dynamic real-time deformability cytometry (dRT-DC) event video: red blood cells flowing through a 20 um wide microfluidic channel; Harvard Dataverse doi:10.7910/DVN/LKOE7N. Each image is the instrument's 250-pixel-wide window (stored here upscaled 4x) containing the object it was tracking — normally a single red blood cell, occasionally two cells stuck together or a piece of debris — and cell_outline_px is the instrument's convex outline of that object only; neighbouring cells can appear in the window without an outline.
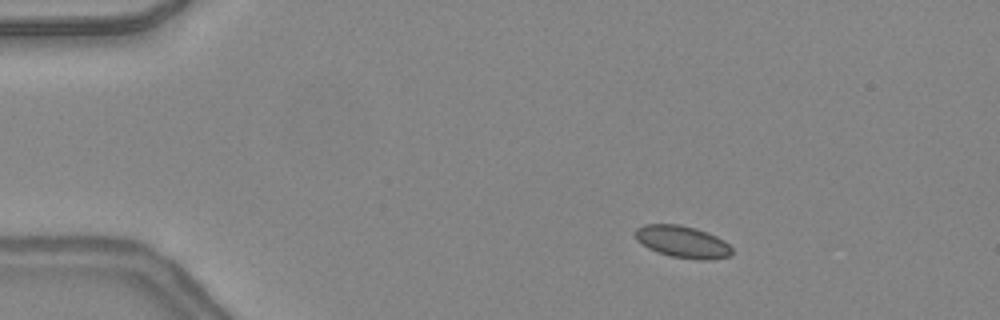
{"species": "common noctule bat (a hibernating species)", "species_latin": "Nyctalus noctula", "temperature_condition": "warm", "stored_images_in_passage": 48, "camera_frame_rate_fps": 3000, "um_per_image_px": 0.085, "animal": {"sex": "female", "body_mass_g": 24.6, "forearm_length_mm": 56.2}, "frame": {"image": 1, "passage_image": 8, "time_ms": 2.333, "image_size_px": [1000, 320], "cell_outline_px": [[732, 256], [708, 260], [700, 260], [672, 256], [656, 252], [648, 248], [636, 240], [636, 228], [644, 224], [680, 224], [696, 228], [708, 232], [724, 240], [732, 248]], "centroid_in_image_um": [58.03, 20.55], "position_along_channel_um": 27.0, "area_um2": 18.15}}
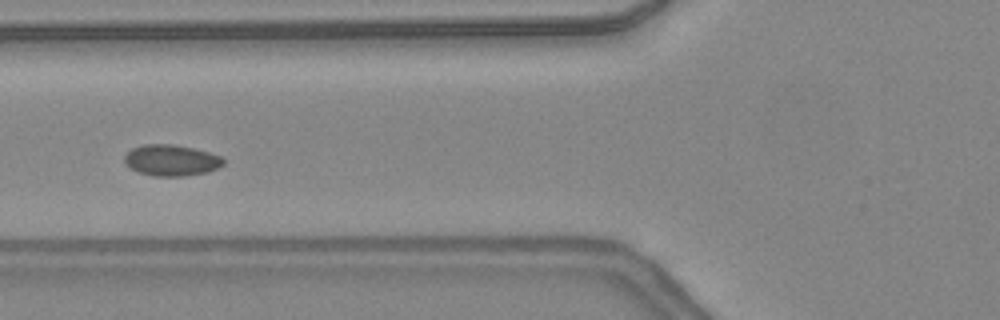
{"frame": {"image": 2, "passage_image": 19, "time_ms": 6.0, "image_size_px": [1000, 320], "cell_outline_px": [[224, 164], [208, 172], [184, 176], [152, 176], [136, 172], [124, 164], [124, 156], [132, 148], [144, 144], [172, 144], [192, 148], [208, 152], [220, 156], [224, 160]], "centroid_in_image_um": [14.51, 13.63], "position_along_channel_um": 111.3, "area_um2": 18.03}}
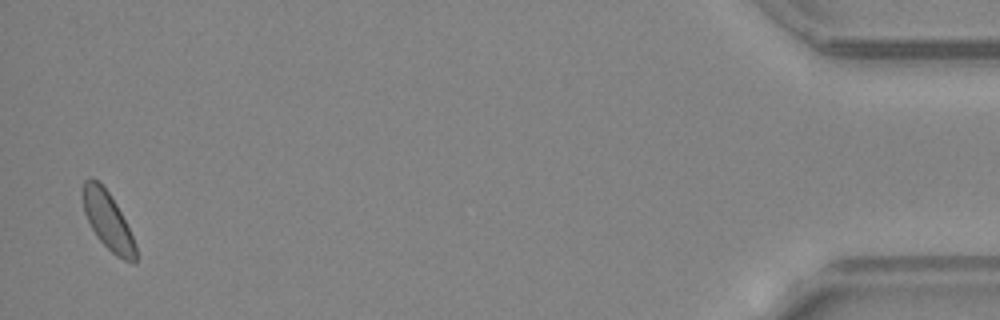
{"frame": {"image": 3, "passage_image": 47, "time_ms": 15.333, "image_size_px": [1000, 320], "cell_outline_px": [[136, 260], [124, 260], [116, 256], [96, 236], [84, 212], [80, 192], [84, 180], [88, 176], [92, 176], [108, 192], [116, 204], [136, 244]], "centroid_in_image_um": [9.1, 18.69], "position_along_channel_um": 426.1, "area_um2": 17.57}}